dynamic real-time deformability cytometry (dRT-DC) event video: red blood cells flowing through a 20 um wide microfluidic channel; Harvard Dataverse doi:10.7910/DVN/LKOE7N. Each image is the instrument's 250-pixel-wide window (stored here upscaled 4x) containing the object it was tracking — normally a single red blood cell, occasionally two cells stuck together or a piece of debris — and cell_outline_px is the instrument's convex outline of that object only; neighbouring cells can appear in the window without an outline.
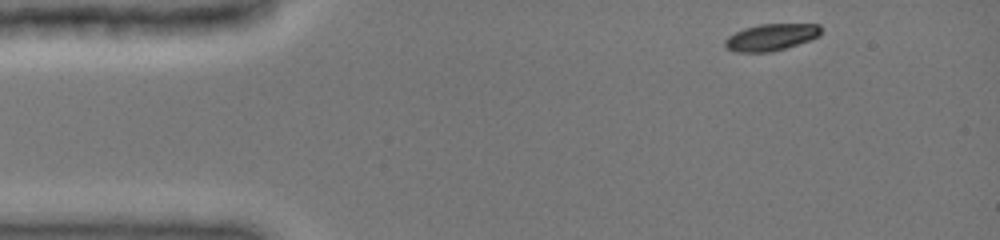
{"species": "common noctule bat (a hibernating species)", "species_latin": "Nyctalus noctula", "temperature_condition": "cold", "stored_images_in_passage": 29, "camera_frame_rate_fps": 3000, "um_per_image_px": 0.085, "animal": {"sex": "female", "body_mass_g": 19.0, "forearm_length_mm": 51.5}, "frame": {"image": 1, "passage_image": 1, "time_ms": 0.0, "image_size_px": [1000, 240], "cell_outline_px": [[820, 36], [772, 52], [736, 52], [728, 48], [724, 44], [724, 40], [728, 36], [744, 28], [760, 24], [820, 24]], "centroid_in_image_um": [65.52, 3.16], "position_along_channel_um": 19.5, "area_um2": 14.8}}
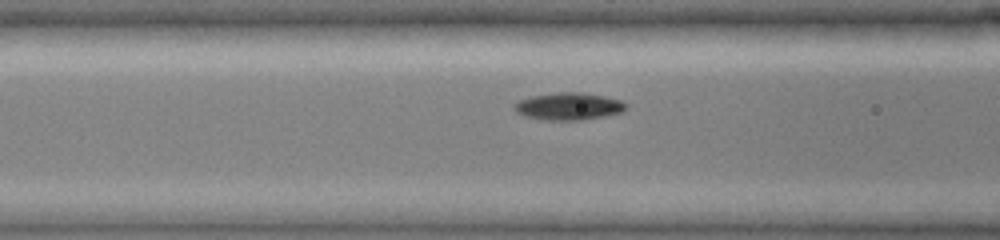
{"frame": {"image": 2, "passage_image": 21, "time_ms": 4.333, "image_size_px": [1000, 240], "cell_outline_px": [[628, 104], [624, 112], [604, 116], [580, 120], [544, 120], [524, 116], [516, 112], [512, 104], [520, 100], [532, 96], [560, 92], [580, 92], [604, 96], [620, 100]], "centroid_in_image_um": [48.34, 9.04], "position_along_channel_um": 118.3, "area_um2": 17.8}}
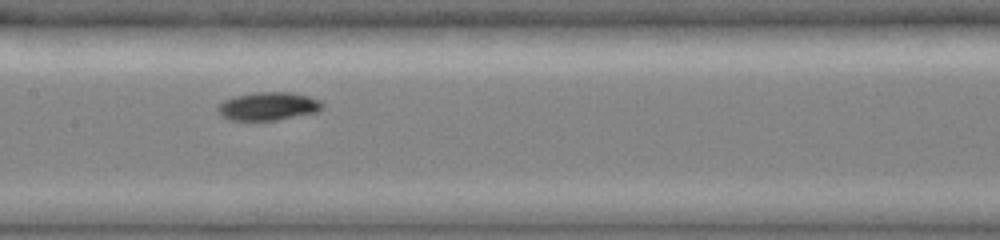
{"frame": {"image": 3, "passage_image": 28, "time_ms": 6.0, "image_size_px": [1000, 240], "cell_outline_px": [[324, 108], [316, 112], [276, 120], [228, 120], [216, 108], [224, 100], [236, 96], [256, 92], [288, 92], [308, 96], [320, 100], [324, 104]], "centroid_in_image_um": [22.83, 9.03], "position_along_channel_um": 184.6, "area_um2": 16.99}}